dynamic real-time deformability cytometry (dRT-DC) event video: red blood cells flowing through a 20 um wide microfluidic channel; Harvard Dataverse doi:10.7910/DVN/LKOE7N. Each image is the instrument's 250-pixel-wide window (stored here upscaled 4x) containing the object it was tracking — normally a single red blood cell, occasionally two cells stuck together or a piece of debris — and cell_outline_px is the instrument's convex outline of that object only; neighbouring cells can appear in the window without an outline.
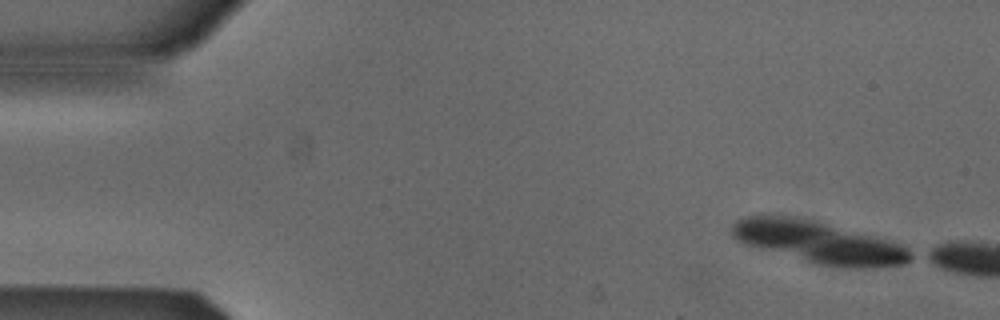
{"species": "Egyptian fruit bat (a non-hibernating species)", "species_latin": "Rousettus aegyptiacus", "temperature_condition": "cold", "stored_images_in_passage": 8, "camera_frame_rate_fps": 3000, "um_per_image_px": 0.085, "animal": {"sex": "male"}, "frame": {"image": 1, "passage_image": 1, "time_ms": 0.0, "image_size_px": [1000, 320], "cell_outline_px": [[916, 256], [904, 264], [868, 268], [840, 268], [820, 264], [744, 244], [736, 240], [732, 236], [732, 224], [736, 220], [760, 212], [796, 216], [816, 220], [884, 240], [908, 248]], "centroid_in_image_um": [69.51, 20.56], "position_along_channel_um": 15.5, "area_um2": 43.81}}